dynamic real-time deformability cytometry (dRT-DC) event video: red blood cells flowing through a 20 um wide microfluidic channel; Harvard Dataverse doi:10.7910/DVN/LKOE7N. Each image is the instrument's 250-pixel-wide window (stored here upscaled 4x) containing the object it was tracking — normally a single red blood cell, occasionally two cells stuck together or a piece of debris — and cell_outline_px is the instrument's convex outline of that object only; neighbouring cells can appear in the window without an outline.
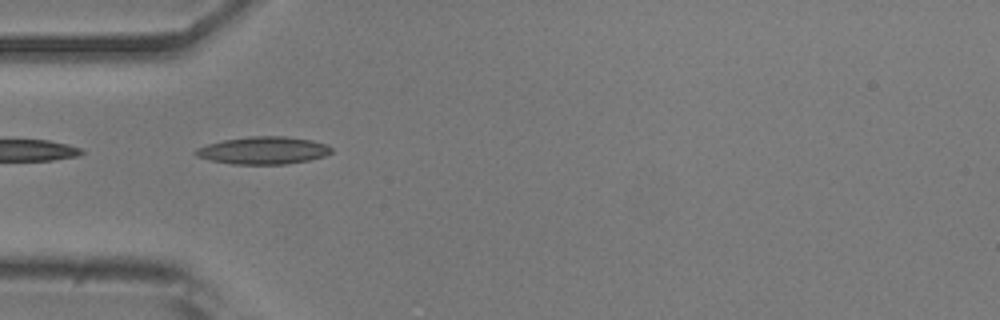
{"species": "common noctule bat (a hibernating species)", "species_latin": "Nyctalus noctula", "temperature_condition": "room temperature", "stored_images_in_passage": 34, "camera_frame_rate_fps": 3000, "um_per_image_px": 0.085, "animal": {"sex": "male", "body_mass_g": 20.5, "forearm_length_mm": 52.5}, "frame": {"image": 1, "passage_image": 1, "time_ms": 0.0, "image_size_px": [1000, 320], "cell_outline_px": [[332, 152], [324, 156], [308, 160], [284, 164], [232, 164], [212, 160], [196, 156], [192, 152], [196, 148], [208, 144], [224, 140], [252, 136], [284, 136], [312, 140], [328, 144], [332, 148]], "centroid_in_image_um": [22.39, 12.78], "position_along_channel_um": 62.6, "area_um2": 21.68}}
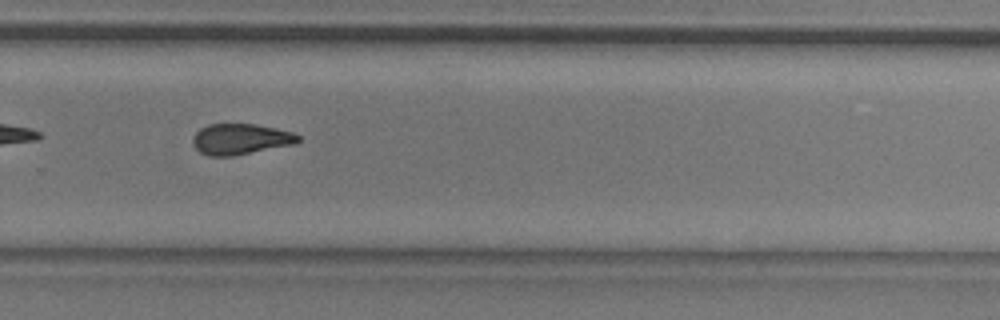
{"frame": {"image": 2, "passage_image": 20, "time_ms": 6.333, "image_size_px": [1000, 320], "cell_outline_px": [[300, 140], [296, 144], [232, 156], [208, 156], [200, 152], [196, 148], [192, 140], [196, 132], [200, 128], [208, 124], [256, 124], [276, 128], [292, 132], [300, 136]], "centroid_in_image_um": [20.46, 11.82], "position_along_channel_um": 309.3, "area_um2": 18.96}, "authors_computed_cell_mechanics": {"area_um2": 19.1896, "velocity_mm_per_s": 3.9019, "shape_relaxation_time_tau1_ms": 6.8521, "shape_relaxation_time_tau2_ms": 4.7772, "deformation_change_tau1": 0.1943, "deformation_change_tau2": 0.1402}}